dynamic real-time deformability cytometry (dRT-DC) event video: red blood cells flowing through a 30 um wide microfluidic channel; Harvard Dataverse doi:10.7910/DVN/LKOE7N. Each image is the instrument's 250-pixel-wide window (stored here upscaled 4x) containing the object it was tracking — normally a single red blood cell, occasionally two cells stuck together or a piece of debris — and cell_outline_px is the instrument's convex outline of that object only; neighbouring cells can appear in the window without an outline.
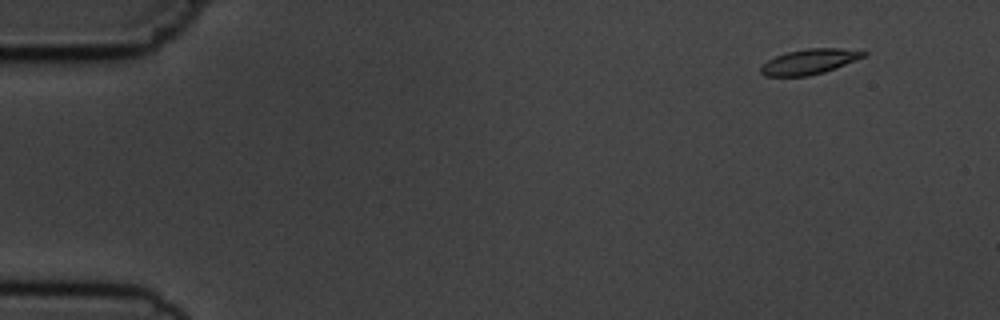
{"species": "common noctule bat (a hibernating species)", "species_latin": "Nyctalus noctula", "temperature_condition": "cold", "stored_images_in_passage": 6, "camera_frame_rate_fps": 3000, "um_per_image_px": 0.085, "animal": {"sex": "male", "body_mass_g": 19.5, "forearm_length_mm": 54.6}, "frame": {"image": 1, "passage_image": 1, "time_ms": 0.0, "image_size_px": [1000, 320], "cell_outline_px": [[868, 52], [864, 56], [836, 68], [824, 72], [808, 76], [764, 76], [760, 72], [760, 68], [768, 60], [776, 56], [788, 52], [808, 48], [840, 48]], "centroid_in_image_um": [68.78, 5.24], "position_along_channel_um": 16.2, "area_um2": 14.85}}
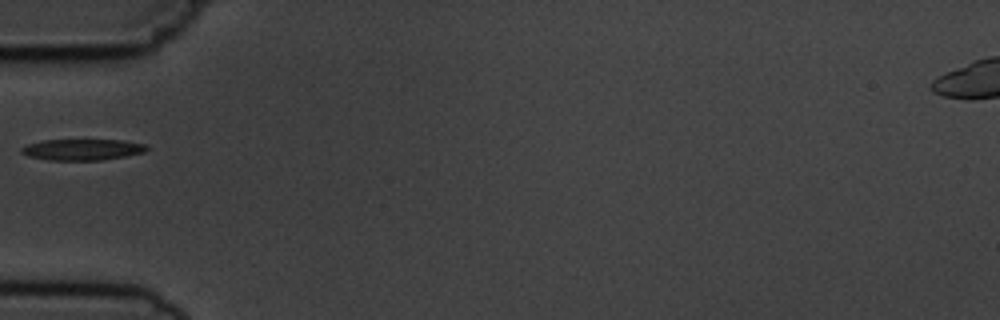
{"frame": {"image": 2, "passage_image": 5, "time_ms": 4.667, "image_size_px": [1000, 320], "cell_outline_px": [[148, 148], [144, 152], [124, 156], [100, 160], [48, 160], [28, 156], [20, 152], [20, 148], [28, 144], [44, 140], [124, 140], [144, 144]], "centroid_in_image_um": [6.96, 12.71], "position_along_channel_um": 78.0, "area_um2": 15.32}}
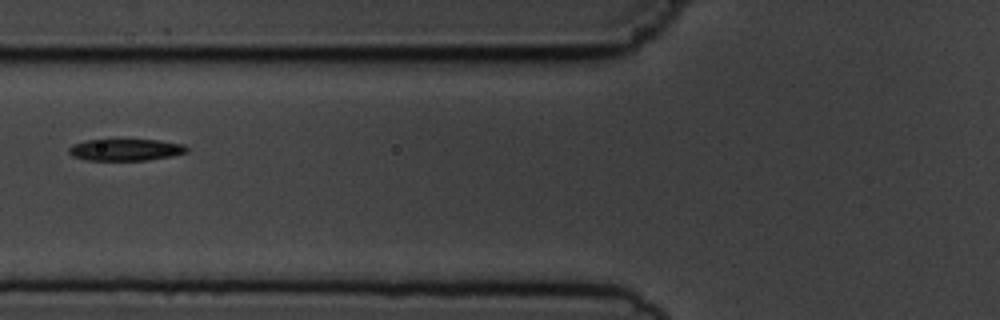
{"frame": {"image": 3, "passage_image": 6, "time_ms": 5.667, "image_size_px": [1000, 320], "cell_outline_px": [[188, 152], [172, 156], [148, 160], [88, 160], [72, 156], [68, 152], [68, 148], [72, 144], [84, 140], [160, 140], [184, 144], [188, 148]], "centroid_in_image_um": [10.68, 12.73], "position_along_channel_um": 115.1, "area_um2": 15.03}}